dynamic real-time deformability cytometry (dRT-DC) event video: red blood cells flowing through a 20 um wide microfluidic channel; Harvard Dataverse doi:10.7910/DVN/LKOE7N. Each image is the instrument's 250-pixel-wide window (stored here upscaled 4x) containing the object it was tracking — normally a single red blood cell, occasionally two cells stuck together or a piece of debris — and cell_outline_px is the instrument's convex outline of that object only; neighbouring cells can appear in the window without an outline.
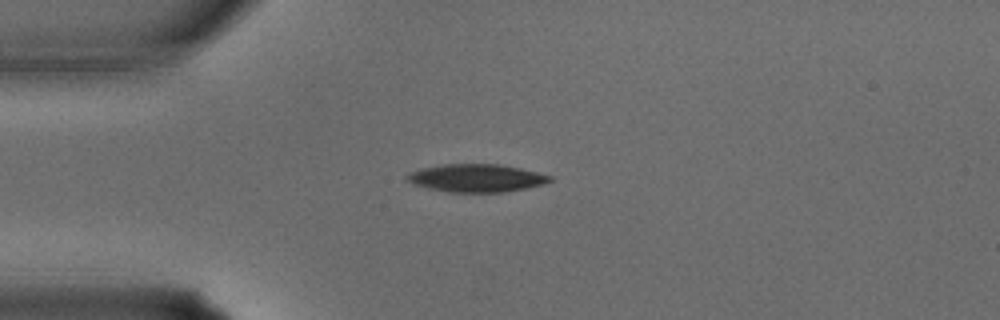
{"species": "common noctule bat (a hibernating species)", "species_latin": "Nyctalus noctula", "temperature_condition": "warm", "stored_images_in_passage": 9, "camera_frame_rate_fps": 3000, "um_per_image_px": 0.085, "animal": {"sex": "male", "body_mass_g": 15.6}, "frame": {"image": 1, "passage_image": 4, "time_ms": 1.0, "image_size_px": [1000, 320], "cell_outline_px": [[552, 180], [544, 184], [504, 192], [448, 192], [428, 188], [404, 180], [404, 176], [408, 172], [424, 168], [444, 164], [500, 164], [520, 168], [552, 176]], "centroid_in_image_um": [40.47, 15.13], "position_along_channel_um": 44.5, "area_um2": 23.12}}